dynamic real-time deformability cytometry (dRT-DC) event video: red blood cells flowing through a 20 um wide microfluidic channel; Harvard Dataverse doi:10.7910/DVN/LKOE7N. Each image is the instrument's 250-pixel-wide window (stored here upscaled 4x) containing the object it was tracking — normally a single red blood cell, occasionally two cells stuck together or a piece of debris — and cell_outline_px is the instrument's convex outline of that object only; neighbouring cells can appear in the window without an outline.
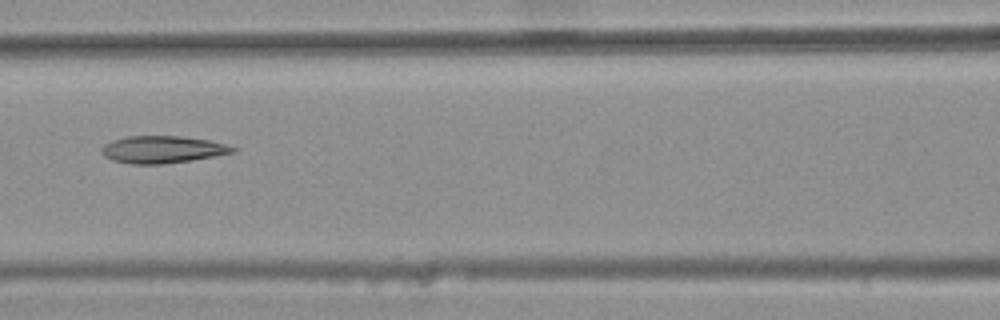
{"species": "common noctule bat (a hibernating species)", "species_latin": "Nyctalus noctula", "temperature_condition": "warm", "stored_images_in_passage": 6, "camera_frame_rate_fps": 3000, "um_per_image_px": 0.085, "animal": {"sex": "female", "body_mass_g": 25.1}, "frame": {"image": 1, "passage_image": 6, "time_ms": 1.667, "image_size_px": [1000, 320], "cell_outline_px": [[236, 152], [192, 160], [160, 164], [132, 164], [112, 160], [104, 156], [100, 152], [100, 148], [104, 144], [112, 140], [128, 136], [180, 136], [208, 140], [224, 144], [236, 148]], "centroid_in_image_um": [13.76, 12.71], "position_along_channel_um": 152.8, "area_um2": 20.75}}